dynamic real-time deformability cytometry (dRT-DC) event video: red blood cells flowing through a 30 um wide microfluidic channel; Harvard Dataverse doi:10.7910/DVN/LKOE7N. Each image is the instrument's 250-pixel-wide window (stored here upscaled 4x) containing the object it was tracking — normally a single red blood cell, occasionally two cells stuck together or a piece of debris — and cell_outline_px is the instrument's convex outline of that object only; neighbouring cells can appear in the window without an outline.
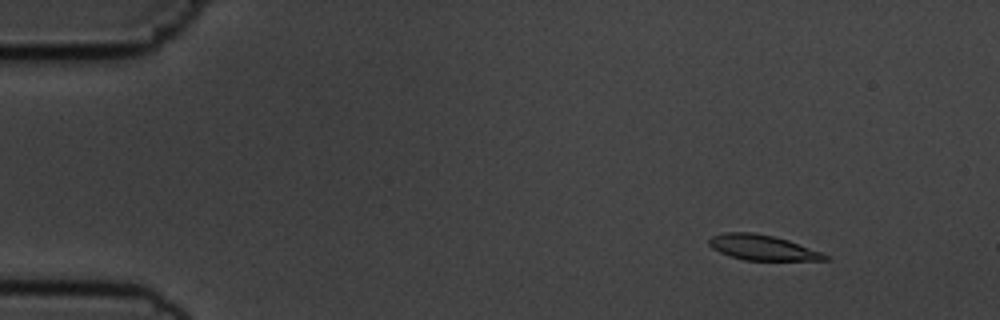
{"species": "common noctule bat (a hibernating species)", "species_latin": "Nyctalus noctula", "temperature_condition": "cold", "stored_images_in_passage": 56, "camera_frame_rate_fps": 3000, "um_per_image_px": 0.085, "animal": {"sex": "male", "body_mass_g": 19.5, "forearm_length_mm": 54.6}, "frame": {"image": 1, "passage_image": 7, "time_ms": 2.0, "image_size_px": [1000, 320], "cell_outline_px": [[828, 260], [744, 260], [720, 252], [712, 248], [708, 244], [708, 240], [712, 236], [724, 232], [752, 232], [772, 236], [788, 240], [820, 252], [828, 256]], "centroid_in_image_um": [64.76, 21.03], "position_along_channel_um": 20.2, "area_um2": 16.76}}
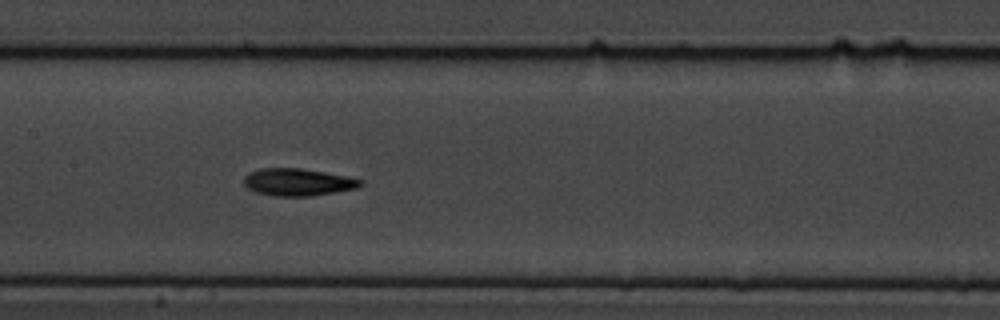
{"frame": {"image": 2, "passage_image": 28, "time_ms": 9.0, "image_size_px": [1000, 320], "cell_outline_px": [[364, 184], [356, 188], [312, 196], [272, 196], [256, 192], [248, 188], [244, 184], [244, 176], [248, 172], [260, 168], [300, 168], [348, 176], [364, 180]], "centroid_in_image_um": [25.31, 15.48], "position_along_channel_um": 182.1, "area_um2": 18.67}}
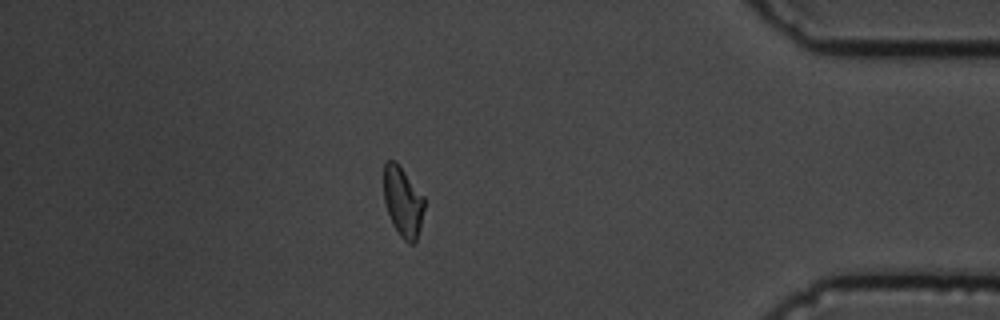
{"frame": {"image": 3, "passage_image": 49, "time_ms": 16.0, "image_size_px": [1000, 320], "cell_outline_px": [[424, 208], [420, 228], [416, 244], [408, 244], [400, 236], [392, 224], [384, 200], [384, 164], [388, 160], [396, 160], [424, 196]], "centroid_in_image_um": [34.25, 17.16], "position_along_channel_um": 400.9, "area_um2": 16.7}, "authors_computed_cell_mechanics": {"area_um2": 17.3689, "velocity_mm_per_s": 3.6358, "shape_relaxation_time_tau1_ms": 2.8981, "shape_relaxation_time_tau2_ms": 3.5093, "deformation_change_tau1": 0.1169, "deformation_change_tau2": 0.0776}}